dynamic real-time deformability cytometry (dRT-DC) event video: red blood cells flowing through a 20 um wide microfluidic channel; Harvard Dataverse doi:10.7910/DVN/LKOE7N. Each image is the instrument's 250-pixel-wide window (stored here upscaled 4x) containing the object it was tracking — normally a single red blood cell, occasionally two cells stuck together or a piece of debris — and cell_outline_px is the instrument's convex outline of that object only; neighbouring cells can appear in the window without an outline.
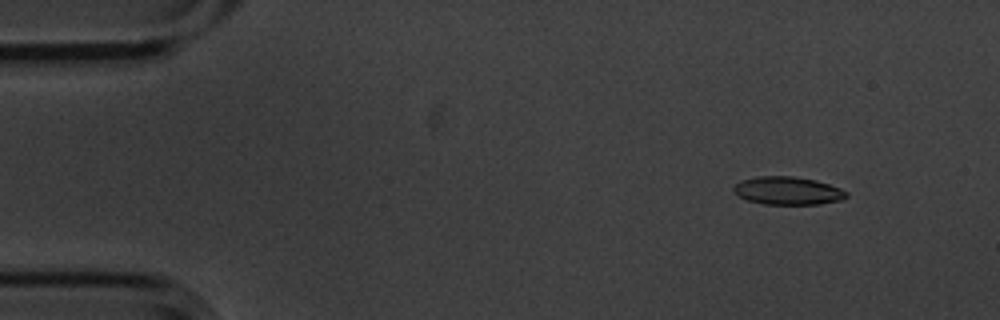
{"species": "common noctule bat (a hibernating species)", "species_latin": "Nyctalus noctula", "temperature_condition": "cold", "stored_images_in_passage": 4, "segment_of_instrument_passage": [1, 2], "camera_frame_rate_fps": 3000, "um_per_image_px": 0.085, "animal": {"sex": "male", "body_mass_g": 20.1, "forearm_length_mm": 53.5}, "frame": {"image": 1, "passage_image": 1, "time_ms": 0.0, "image_size_px": [1000, 320], "cell_outline_px": [[848, 196], [840, 200], [820, 204], [764, 204], [748, 200], [732, 192], [732, 188], [740, 180], [756, 176], [796, 176], [816, 180], [840, 188], [848, 192]], "centroid_in_image_um": [66.94, 16.2], "position_along_channel_um": 18.1, "area_um2": 18.5}}